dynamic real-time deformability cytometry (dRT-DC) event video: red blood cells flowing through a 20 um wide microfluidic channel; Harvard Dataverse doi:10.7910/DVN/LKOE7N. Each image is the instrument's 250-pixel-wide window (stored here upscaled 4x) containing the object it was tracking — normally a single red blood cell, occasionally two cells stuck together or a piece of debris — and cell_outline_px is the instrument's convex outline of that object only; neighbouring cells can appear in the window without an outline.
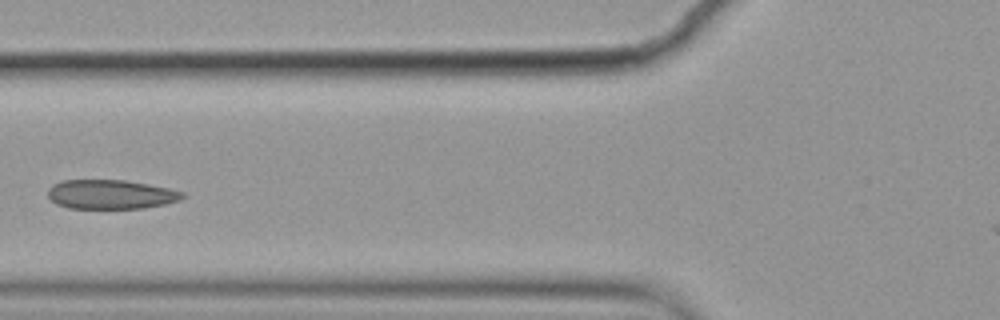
{"species": "common noctule bat (a hibernating species)", "species_latin": "Nyctalus noctula", "temperature_condition": "cold", "stored_images_in_passage": 13, "segment_of_instrument_passage": [1, 2], "camera_frame_rate_fps": 3000, "um_per_image_px": 0.085, "animal": {"sex": "female", "body_mass_g": 19.9}, "frame": {"image": 1, "passage_image": 5, "time_ms": 1.333, "image_size_px": [1000, 320], "cell_outline_px": [[188, 196], [180, 200], [164, 204], [144, 208], [68, 208], [56, 204], [48, 196], [48, 188], [52, 184], [60, 180], [124, 180], [148, 184], [168, 188], [184, 192]], "centroid_in_image_um": [9.42, 16.52], "position_along_channel_um": 116.4, "area_um2": 23.06}}
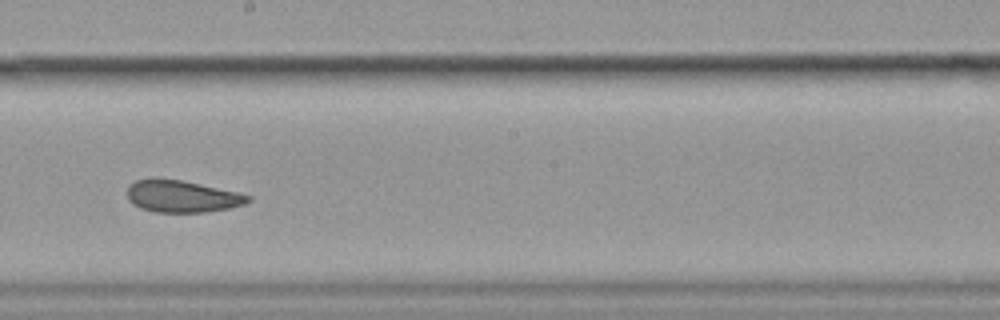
{"frame": {"image": 2, "passage_image": 8, "time_ms": 2.333, "image_size_px": [1000, 320], "cell_outline_px": [[252, 200], [244, 204], [228, 208], [204, 212], [156, 212], [140, 208], [132, 204], [128, 200], [128, 184], [136, 180], [152, 176], [180, 180], [200, 184], [236, 192], [252, 196]], "centroid_in_image_um": [15.41, 16.67], "position_along_channel_um": 232.8, "area_um2": 22.72}}
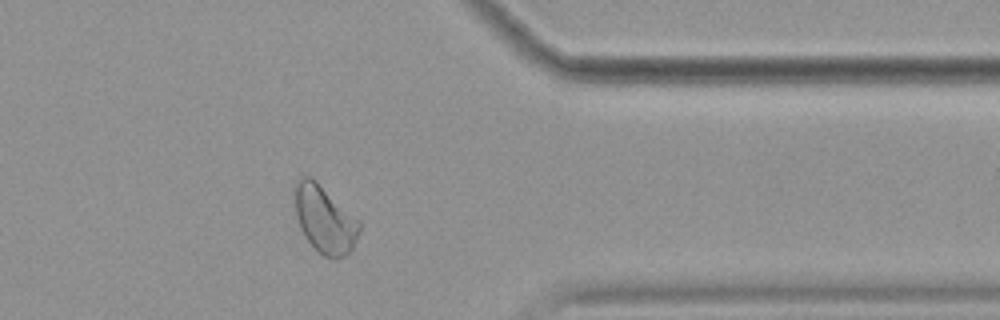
{"frame": {"image": 3, "passage_image": 12, "time_ms": 3.667, "image_size_px": [1000, 320], "cell_outline_px": [[360, 232], [352, 248], [344, 256], [336, 260], [324, 256], [304, 236], [300, 228], [296, 216], [296, 184], [304, 176], [312, 176], [360, 220]], "centroid_in_image_um": [27.64, 18.65], "position_along_channel_um": 383.8, "area_um2": 25.14}}